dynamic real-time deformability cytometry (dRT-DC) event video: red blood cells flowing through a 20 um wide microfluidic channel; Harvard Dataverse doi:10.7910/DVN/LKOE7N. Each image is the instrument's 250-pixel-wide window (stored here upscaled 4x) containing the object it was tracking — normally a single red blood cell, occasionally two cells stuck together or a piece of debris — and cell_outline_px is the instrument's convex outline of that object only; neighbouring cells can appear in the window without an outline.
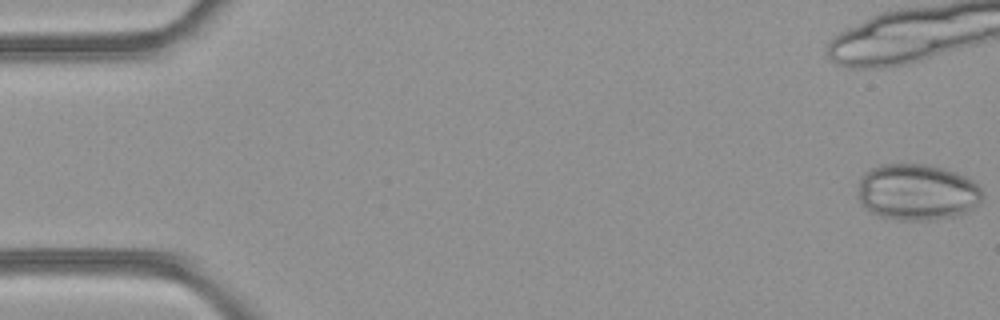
{"species": "common noctule bat (a hibernating species)", "species_latin": "Nyctalus noctula", "temperature_condition": "room temperature", "stored_images_in_passage": 6, "camera_frame_rate_fps": 3000, "um_per_image_px": 0.085, "animal": {"sex": "female", "body_mass_g": 21.9}, "frame": {"image": 1, "passage_image": 1, "time_ms": 0.0, "image_size_px": [1000, 320], "cell_outline_px": [[984, 196], [972, 208], [964, 212], [952, 216], [932, 220], [900, 220], [884, 216], [872, 212], [864, 208], [860, 204], [860, 176], [864, 172], [880, 164], [924, 164], [956, 172], [972, 180], [980, 188]], "centroid_in_image_um": [77.94, 16.32], "position_along_channel_um": 7.1, "area_um2": 40.46}}